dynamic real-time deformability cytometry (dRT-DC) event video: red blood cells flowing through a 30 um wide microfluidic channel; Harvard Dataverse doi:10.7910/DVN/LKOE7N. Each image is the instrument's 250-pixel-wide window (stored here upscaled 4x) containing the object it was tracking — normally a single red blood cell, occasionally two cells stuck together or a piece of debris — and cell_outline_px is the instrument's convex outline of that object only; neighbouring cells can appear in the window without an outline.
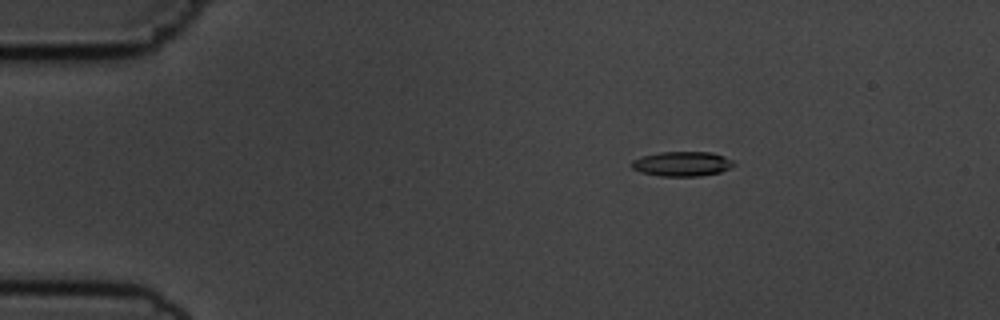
{"species": "common noctule bat (a hibernating species)", "species_latin": "Nyctalus noctula", "temperature_condition": "cold", "stored_images_in_passage": 47, "camera_frame_rate_fps": 3000, "um_per_image_px": 0.085, "animal": {"sex": "male", "body_mass_g": 19.5, "forearm_length_mm": 54.6}, "frame": {"image": 1, "passage_image": 1, "time_ms": 0.0, "image_size_px": [1000, 320], "cell_outline_px": [[736, 164], [720, 172], [700, 176], [660, 176], [640, 172], [632, 168], [632, 160], [640, 156], [660, 152], [712, 152], [724, 156], [732, 160]], "centroid_in_image_um": [57.96, 13.92], "position_along_channel_um": 27.0, "area_um2": 14.74}}
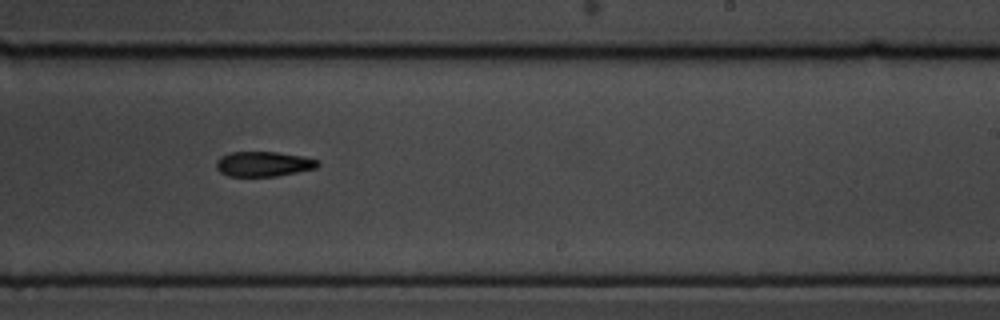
{"frame": {"image": 2, "passage_image": 26, "time_ms": 8.333, "image_size_px": [1000, 320], "cell_outline_px": [[320, 164], [316, 168], [276, 176], [228, 176], [220, 172], [216, 168], [216, 160], [220, 156], [228, 152], [276, 152], [300, 156], [316, 160]], "centroid_in_image_um": [22.33, 13.93], "position_along_channel_um": 266.7, "area_um2": 14.68}}
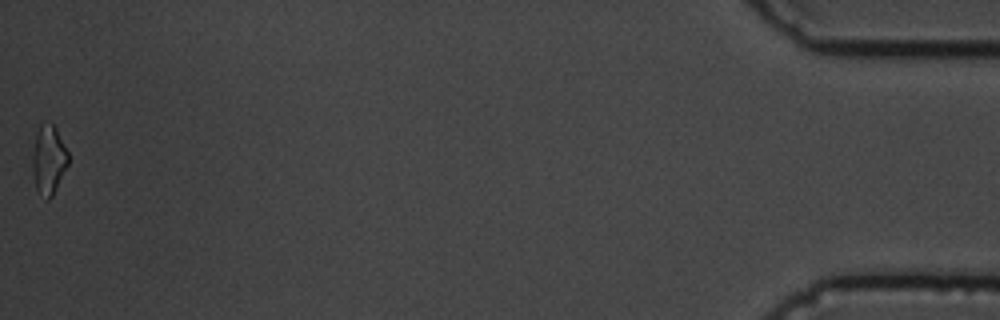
{"frame": {"image": 3, "passage_image": 47, "time_ms": 15.333, "image_size_px": [1000, 320], "cell_outline_px": [[68, 164], [52, 196], [48, 200], [36, 188], [32, 172], [32, 156], [36, 136], [40, 124], [52, 124], [56, 128], [68, 152]], "centroid_in_image_um": [4.13, 13.58], "position_along_channel_um": 431.1, "area_um2": 14.05}, "authors_computed_cell_mechanics": {"area_um2": 14.9702, "velocity_mm_per_s": 3.6709, "shape_relaxation_time_tau1_ms": 4.1174, "shape_relaxation_time_tau2_ms": null, "deformation_change_tau1": 0.1026, "deformation_change_tau2": null}}